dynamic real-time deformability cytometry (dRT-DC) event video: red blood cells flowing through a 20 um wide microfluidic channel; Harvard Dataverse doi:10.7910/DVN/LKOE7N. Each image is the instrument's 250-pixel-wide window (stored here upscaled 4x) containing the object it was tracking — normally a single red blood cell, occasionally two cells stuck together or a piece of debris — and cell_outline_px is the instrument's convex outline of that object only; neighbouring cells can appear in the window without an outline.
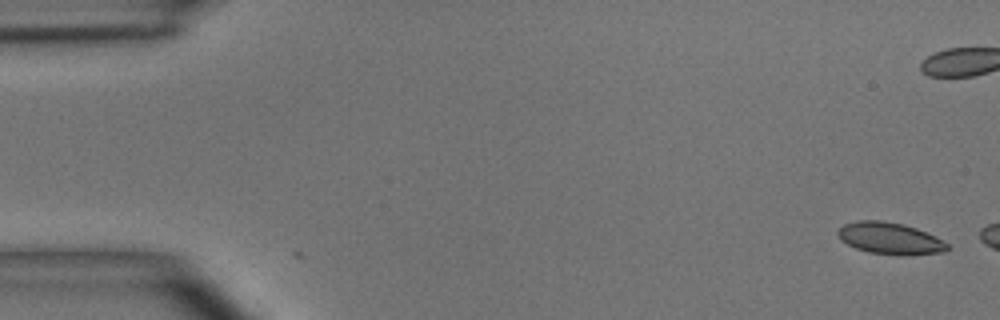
{"species": "common noctule bat (a hibernating species)", "species_latin": "Nyctalus noctula", "temperature_condition": "room temperature", "stored_images_in_passage": 3, "camera_frame_rate_fps": 3000, "um_per_image_px": 0.085, "animal": {"sex": "male", "body_mass_g": 15.6}, "frame": {"image": 1, "passage_image": 1, "time_ms": 0.0, "image_size_px": [1000, 320], "cell_outline_px": [[948, 248], [944, 252], [900, 256], [868, 252], [856, 248], [848, 244], [836, 232], [844, 224], [856, 220], [880, 220], [904, 224], [916, 228], [936, 236], [948, 244]], "centroid_in_image_um": [75.67, 20.26], "position_along_channel_um": 9.3, "area_um2": 20.23}}